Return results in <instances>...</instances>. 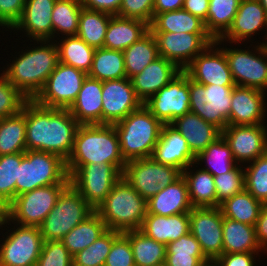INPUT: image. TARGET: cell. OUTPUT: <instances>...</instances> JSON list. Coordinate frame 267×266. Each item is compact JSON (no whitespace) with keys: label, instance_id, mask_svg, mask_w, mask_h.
Returning <instances> with one entry per match:
<instances>
[{"label":"cell","instance_id":"3","mask_svg":"<svg viewBox=\"0 0 267 266\" xmlns=\"http://www.w3.org/2000/svg\"><path fill=\"white\" fill-rule=\"evenodd\" d=\"M104 163L113 165L121 174L125 168L119 138L114 125L90 124L77 128L72 152L66 166Z\"/></svg>","mask_w":267,"mask_h":266},{"label":"cell","instance_id":"1","mask_svg":"<svg viewBox=\"0 0 267 266\" xmlns=\"http://www.w3.org/2000/svg\"><path fill=\"white\" fill-rule=\"evenodd\" d=\"M26 149L70 156L79 123L68 109L49 108L34 100L25 103Z\"/></svg>","mask_w":267,"mask_h":266},{"label":"cell","instance_id":"63","mask_svg":"<svg viewBox=\"0 0 267 266\" xmlns=\"http://www.w3.org/2000/svg\"><path fill=\"white\" fill-rule=\"evenodd\" d=\"M267 13V0H259Z\"/></svg>","mask_w":267,"mask_h":266},{"label":"cell","instance_id":"11","mask_svg":"<svg viewBox=\"0 0 267 266\" xmlns=\"http://www.w3.org/2000/svg\"><path fill=\"white\" fill-rule=\"evenodd\" d=\"M233 88L201 85L189 78L190 112L223 131L228 126Z\"/></svg>","mask_w":267,"mask_h":266},{"label":"cell","instance_id":"23","mask_svg":"<svg viewBox=\"0 0 267 266\" xmlns=\"http://www.w3.org/2000/svg\"><path fill=\"white\" fill-rule=\"evenodd\" d=\"M55 2L56 0H26L22 16L11 30L22 31L30 42L53 40L51 14Z\"/></svg>","mask_w":267,"mask_h":266},{"label":"cell","instance_id":"27","mask_svg":"<svg viewBox=\"0 0 267 266\" xmlns=\"http://www.w3.org/2000/svg\"><path fill=\"white\" fill-rule=\"evenodd\" d=\"M193 208L183 176L147 200V214L171 216L189 213Z\"/></svg>","mask_w":267,"mask_h":266},{"label":"cell","instance_id":"2","mask_svg":"<svg viewBox=\"0 0 267 266\" xmlns=\"http://www.w3.org/2000/svg\"><path fill=\"white\" fill-rule=\"evenodd\" d=\"M34 44L31 48L27 46L25 50L21 49V53H17L18 57L15 55L2 71L6 79L28 100L38 95L59 62L54 40H39L34 41Z\"/></svg>","mask_w":267,"mask_h":266},{"label":"cell","instance_id":"15","mask_svg":"<svg viewBox=\"0 0 267 266\" xmlns=\"http://www.w3.org/2000/svg\"><path fill=\"white\" fill-rule=\"evenodd\" d=\"M143 105L163 124L189 113V75L182 70Z\"/></svg>","mask_w":267,"mask_h":266},{"label":"cell","instance_id":"31","mask_svg":"<svg viewBox=\"0 0 267 266\" xmlns=\"http://www.w3.org/2000/svg\"><path fill=\"white\" fill-rule=\"evenodd\" d=\"M223 253H263L255 226L223 217Z\"/></svg>","mask_w":267,"mask_h":266},{"label":"cell","instance_id":"51","mask_svg":"<svg viewBox=\"0 0 267 266\" xmlns=\"http://www.w3.org/2000/svg\"><path fill=\"white\" fill-rule=\"evenodd\" d=\"M104 266H135L130 240L123 233L113 241Z\"/></svg>","mask_w":267,"mask_h":266},{"label":"cell","instance_id":"48","mask_svg":"<svg viewBox=\"0 0 267 266\" xmlns=\"http://www.w3.org/2000/svg\"><path fill=\"white\" fill-rule=\"evenodd\" d=\"M244 165H236L230 172L214 177L217 207L225 200L245 189Z\"/></svg>","mask_w":267,"mask_h":266},{"label":"cell","instance_id":"18","mask_svg":"<svg viewBox=\"0 0 267 266\" xmlns=\"http://www.w3.org/2000/svg\"><path fill=\"white\" fill-rule=\"evenodd\" d=\"M220 45L213 42L184 69L191 80L201 85L236 86Z\"/></svg>","mask_w":267,"mask_h":266},{"label":"cell","instance_id":"26","mask_svg":"<svg viewBox=\"0 0 267 266\" xmlns=\"http://www.w3.org/2000/svg\"><path fill=\"white\" fill-rule=\"evenodd\" d=\"M170 125L185 138L195 157L221 136L219 128L192 112L175 118Z\"/></svg>","mask_w":267,"mask_h":266},{"label":"cell","instance_id":"9","mask_svg":"<svg viewBox=\"0 0 267 266\" xmlns=\"http://www.w3.org/2000/svg\"><path fill=\"white\" fill-rule=\"evenodd\" d=\"M70 184L94 209L98 208L122 174L111 164L66 166Z\"/></svg>","mask_w":267,"mask_h":266},{"label":"cell","instance_id":"40","mask_svg":"<svg viewBox=\"0 0 267 266\" xmlns=\"http://www.w3.org/2000/svg\"><path fill=\"white\" fill-rule=\"evenodd\" d=\"M202 162L206 164L204 165L206 167L202 169L210 172L213 176L228 173L238 165L222 135L195 157L194 166L198 167L196 164L201 166Z\"/></svg>","mask_w":267,"mask_h":266},{"label":"cell","instance_id":"38","mask_svg":"<svg viewBox=\"0 0 267 266\" xmlns=\"http://www.w3.org/2000/svg\"><path fill=\"white\" fill-rule=\"evenodd\" d=\"M26 150L24 105L20 113L0 118V155L25 152Z\"/></svg>","mask_w":267,"mask_h":266},{"label":"cell","instance_id":"33","mask_svg":"<svg viewBox=\"0 0 267 266\" xmlns=\"http://www.w3.org/2000/svg\"><path fill=\"white\" fill-rule=\"evenodd\" d=\"M149 29L151 32L208 33L204 22L183 8L156 14Z\"/></svg>","mask_w":267,"mask_h":266},{"label":"cell","instance_id":"42","mask_svg":"<svg viewBox=\"0 0 267 266\" xmlns=\"http://www.w3.org/2000/svg\"><path fill=\"white\" fill-rule=\"evenodd\" d=\"M111 14L82 8L77 36L94 48H102Z\"/></svg>","mask_w":267,"mask_h":266},{"label":"cell","instance_id":"59","mask_svg":"<svg viewBox=\"0 0 267 266\" xmlns=\"http://www.w3.org/2000/svg\"><path fill=\"white\" fill-rule=\"evenodd\" d=\"M183 9L205 23L209 10V0H184Z\"/></svg>","mask_w":267,"mask_h":266},{"label":"cell","instance_id":"56","mask_svg":"<svg viewBox=\"0 0 267 266\" xmlns=\"http://www.w3.org/2000/svg\"><path fill=\"white\" fill-rule=\"evenodd\" d=\"M208 261L205 256H191L183 253H166V266H201Z\"/></svg>","mask_w":267,"mask_h":266},{"label":"cell","instance_id":"46","mask_svg":"<svg viewBox=\"0 0 267 266\" xmlns=\"http://www.w3.org/2000/svg\"><path fill=\"white\" fill-rule=\"evenodd\" d=\"M24 152L0 155V202L6 208L16 197L18 167Z\"/></svg>","mask_w":267,"mask_h":266},{"label":"cell","instance_id":"52","mask_svg":"<svg viewBox=\"0 0 267 266\" xmlns=\"http://www.w3.org/2000/svg\"><path fill=\"white\" fill-rule=\"evenodd\" d=\"M153 8L154 0H122L117 15L142 20L150 25L154 18Z\"/></svg>","mask_w":267,"mask_h":266},{"label":"cell","instance_id":"34","mask_svg":"<svg viewBox=\"0 0 267 266\" xmlns=\"http://www.w3.org/2000/svg\"><path fill=\"white\" fill-rule=\"evenodd\" d=\"M59 37L62 39L57 37L55 40L57 42L59 62L73 66L88 74L96 48L88 45L78 36L62 37L59 35Z\"/></svg>","mask_w":267,"mask_h":266},{"label":"cell","instance_id":"14","mask_svg":"<svg viewBox=\"0 0 267 266\" xmlns=\"http://www.w3.org/2000/svg\"><path fill=\"white\" fill-rule=\"evenodd\" d=\"M15 225L0 240V266H36L44 243L40 228Z\"/></svg>","mask_w":267,"mask_h":266},{"label":"cell","instance_id":"50","mask_svg":"<svg viewBox=\"0 0 267 266\" xmlns=\"http://www.w3.org/2000/svg\"><path fill=\"white\" fill-rule=\"evenodd\" d=\"M36 266H73V257L61 241H44Z\"/></svg>","mask_w":267,"mask_h":266},{"label":"cell","instance_id":"39","mask_svg":"<svg viewBox=\"0 0 267 266\" xmlns=\"http://www.w3.org/2000/svg\"><path fill=\"white\" fill-rule=\"evenodd\" d=\"M263 203L255 199L246 189L220 204L223 217L255 226Z\"/></svg>","mask_w":267,"mask_h":266},{"label":"cell","instance_id":"43","mask_svg":"<svg viewBox=\"0 0 267 266\" xmlns=\"http://www.w3.org/2000/svg\"><path fill=\"white\" fill-rule=\"evenodd\" d=\"M82 8L81 0H56L51 14L54 41L59 34L77 36Z\"/></svg>","mask_w":267,"mask_h":266},{"label":"cell","instance_id":"6","mask_svg":"<svg viewBox=\"0 0 267 266\" xmlns=\"http://www.w3.org/2000/svg\"><path fill=\"white\" fill-rule=\"evenodd\" d=\"M70 183L66 161L58 155L26 150L18 167L16 196L38 187Z\"/></svg>","mask_w":267,"mask_h":266},{"label":"cell","instance_id":"22","mask_svg":"<svg viewBox=\"0 0 267 266\" xmlns=\"http://www.w3.org/2000/svg\"><path fill=\"white\" fill-rule=\"evenodd\" d=\"M266 92L255 88L234 86L228 125L265 124Z\"/></svg>","mask_w":267,"mask_h":266},{"label":"cell","instance_id":"8","mask_svg":"<svg viewBox=\"0 0 267 266\" xmlns=\"http://www.w3.org/2000/svg\"><path fill=\"white\" fill-rule=\"evenodd\" d=\"M94 212L81 194L69 184L39 226L44 241H61L67 233Z\"/></svg>","mask_w":267,"mask_h":266},{"label":"cell","instance_id":"44","mask_svg":"<svg viewBox=\"0 0 267 266\" xmlns=\"http://www.w3.org/2000/svg\"><path fill=\"white\" fill-rule=\"evenodd\" d=\"M241 0H209L206 31L216 40L231 26Z\"/></svg>","mask_w":267,"mask_h":266},{"label":"cell","instance_id":"19","mask_svg":"<svg viewBox=\"0 0 267 266\" xmlns=\"http://www.w3.org/2000/svg\"><path fill=\"white\" fill-rule=\"evenodd\" d=\"M142 105L131 79L102 81V124H116Z\"/></svg>","mask_w":267,"mask_h":266},{"label":"cell","instance_id":"20","mask_svg":"<svg viewBox=\"0 0 267 266\" xmlns=\"http://www.w3.org/2000/svg\"><path fill=\"white\" fill-rule=\"evenodd\" d=\"M221 135L237 164L250 163L267 152V124L228 125Z\"/></svg>","mask_w":267,"mask_h":266},{"label":"cell","instance_id":"36","mask_svg":"<svg viewBox=\"0 0 267 266\" xmlns=\"http://www.w3.org/2000/svg\"><path fill=\"white\" fill-rule=\"evenodd\" d=\"M130 240L135 266H159L165 264L166 245L147 237L140 230L123 232Z\"/></svg>","mask_w":267,"mask_h":266},{"label":"cell","instance_id":"28","mask_svg":"<svg viewBox=\"0 0 267 266\" xmlns=\"http://www.w3.org/2000/svg\"><path fill=\"white\" fill-rule=\"evenodd\" d=\"M68 110L80 125L102 124V81L87 76Z\"/></svg>","mask_w":267,"mask_h":266},{"label":"cell","instance_id":"7","mask_svg":"<svg viewBox=\"0 0 267 266\" xmlns=\"http://www.w3.org/2000/svg\"><path fill=\"white\" fill-rule=\"evenodd\" d=\"M70 183L38 187L20 194L6 207V217L1 224H18L39 227L57 203L59 195ZM12 223V224H11Z\"/></svg>","mask_w":267,"mask_h":266},{"label":"cell","instance_id":"54","mask_svg":"<svg viewBox=\"0 0 267 266\" xmlns=\"http://www.w3.org/2000/svg\"><path fill=\"white\" fill-rule=\"evenodd\" d=\"M166 253H183L191 256H205L197 239L189 232L166 245Z\"/></svg>","mask_w":267,"mask_h":266},{"label":"cell","instance_id":"32","mask_svg":"<svg viewBox=\"0 0 267 266\" xmlns=\"http://www.w3.org/2000/svg\"><path fill=\"white\" fill-rule=\"evenodd\" d=\"M193 165L194 163L182 171L193 208L217 207V194L213 175L203 170L202 167L195 169V172Z\"/></svg>","mask_w":267,"mask_h":266},{"label":"cell","instance_id":"57","mask_svg":"<svg viewBox=\"0 0 267 266\" xmlns=\"http://www.w3.org/2000/svg\"><path fill=\"white\" fill-rule=\"evenodd\" d=\"M122 0H81L83 8L102 11L111 15H117L121 6Z\"/></svg>","mask_w":267,"mask_h":266},{"label":"cell","instance_id":"30","mask_svg":"<svg viewBox=\"0 0 267 266\" xmlns=\"http://www.w3.org/2000/svg\"><path fill=\"white\" fill-rule=\"evenodd\" d=\"M149 30V24L142 20L112 15L107 26L103 47L123 52Z\"/></svg>","mask_w":267,"mask_h":266},{"label":"cell","instance_id":"35","mask_svg":"<svg viewBox=\"0 0 267 266\" xmlns=\"http://www.w3.org/2000/svg\"><path fill=\"white\" fill-rule=\"evenodd\" d=\"M123 56L127 78L131 79L160 57L153 33L149 30L137 42L126 48Z\"/></svg>","mask_w":267,"mask_h":266},{"label":"cell","instance_id":"53","mask_svg":"<svg viewBox=\"0 0 267 266\" xmlns=\"http://www.w3.org/2000/svg\"><path fill=\"white\" fill-rule=\"evenodd\" d=\"M25 2L26 0H0V27L12 29L23 14Z\"/></svg>","mask_w":267,"mask_h":266},{"label":"cell","instance_id":"41","mask_svg":"<svg viewBox=\"0 0 267 266\" xmlns=\"http://www.w3.org/2000/svg\"><path fill=\"white\" fill-rule=\"evenodd\" d=\"M88 76L100 81L126 78L123 52L96 48Z\"/></svg>","mask_w":267,"mask_h":266},{"label":"cell","instance_id":"21","mask_svg":"<svg viewBox=\"0 0 267 266\" xmlns=\"http://www.w3.org/2000/svg\"><path fill=\"white\" fill-rule=\"evenodd\" d=\"M264 28L266 30H264ZM266 31L262 44H267V13L259 0H241L229 29L214 42L239 43L250 41L255 34ZM249 38H251L249 40ZM229 41V42H228Z\"/></svg>","mask_w":267,"mask_h":266},{"label":"cell","instance_id":"37","mask_svg":"<svg viewBox=\"0 0 267 266\" xmlns=\"http://www.w3.org/2000/svg\"><path fill=\"white\" fill-rule=\"evenodd\" d=\"M107 230L104 221L94 212L67 233L61 242L68 249L69 253L74 256L77 252L95 242Z\"/></svg>","mask_w":267,"mask_h":266},{"label":"cell","instance_id":"10","mask_svg":"<svg viewBox=\"0 0 267 266\" xmlns=\"http://www.w3.org/2000/svg\"><path fill=\"white\" fill-rule=\"evenodd\" d=\"M252 47V50L241 49V46L221 49L225 52L236 86L267 92V44L260 42Z\"/></svg>","mask_w":267,"mask_h":266},{"label":"cell","instance_id":"16","mask_svg":"<svg viewBox=\"0 0 267 266\" xmlns=\"http://www.w3.org/2000/svg\"><path fill=\"white\" fill-rule=\"evenodd\" d=\"M160 57L184 70L192 60L215 40L209 33L152 32Z\"/></svg>","mask_w":267,"mask_h":266},{"label":"cell","instance_id":"58","mask_svg":"<svg viewBox=\"0 0 267 266\" xmlns=\"http://www.w3.org/2000/svg\"><path fill=\"white\" fill-rule=\"evenodd\" d=\"M255 232L257 242L265 253L267 251V203H263L262 205L258 220L255 224Z\"/></svg>","mask_w":267,"mask_h":266},{"label":"cell","instance_id":"12","mask_svg":"<svg viewBox=\"0 0 267 266\" xmlns=\"http://www.w3.org/2000/svg\"><path fill=\"white\" fill-rule=\"evenodd\" d=\"M122 176L144 199L149 200L161 188L179 179L182 171L146 157L127 161Z\"/></svg>","mask_w":267,"mask_h":266},{"label":"cell","instance_id":"5","mask_svg":"<svg viewBox=\"0 0 267 266\" xmlns=\"http://www.w3.org/2000/svg\"><path fill=\"white\" fill-rule=\"evenodd\" d=\"M113 125L123 159L127 162L152 157L164 124L142 105Z\"/></svg>","mask_w":267,"mask_h":266},{"label":"cell","instance_id":"62","mask_svg":"<svg viewBox=\"0 0 267 266\" xmlns=\"http://www.w3.org/2000/svg\"><path fill=\"white\" fill-rule=\"evenodd\" d=\"M201 266H220L216 260H208L204 262Z\"/></svg>","mask_w":267,"mask_h":266},{"label":"cell","instance_id":"25","mask_svg":"<svg viewBox=\"0 0 267 266\" xmlns=\"http://www.w3.org/2000/svg\"><path fill=\"white\" fill-rule=\"evenodd\" d=\"M182 70L164 57H158L139 74L131 78L133 88L142 103L165 87Z\"/></svg>","mask_w":267,"mask_h":266},{"label":"cell","instance_id":"47","mask_svg":"<svg viewBox=\"0 0 267 266\" xmlns=\"http://www.w3.org/2000/svg\"><path fill=\"white\" fill-rule=\"evenodd\" d=\"M244 166L245 189L255 199L267 203V152Z\"/></svg>","mask_w":267,"mask_h":266},{"label":"cell","instance_id":"13","mask_svg":"<svg viewBox=\"0 0 267 266\" xmlns=\"http://www.w3.org/2000/svg\"><path fill=\"white\" fill-rule=\"evenodd\" d=\"M87 76L88 74L73 66L58 62L42 90L33 100L44 107L69 109Z\"/></svg>","mask_w":267,"mask_h":266},{"label":"cell","instance_id":"4","mask_svg":"<svg viewBox=\"0 0 267 266\" xmlns=\"http://www.w3.org/2000/svg\"><path fill=\"white\" fill-rule=\"evenodd\" d=\"M95 212L107 229L121 233L140 230L147 215V200L121 176Z\"/></svg>","mask_w":267,"mask_h":266},{"label":"cell","instance_id":"60","mask_svg":"<svg viewBox=\"0 0 267 266\" xmlns=\"http://www.w3.org/2000/svg\"><path fill=\"white\" fill-rule=\"evenodd\" d=\"M184 0H154L153 14L182 9Z\"/></svg>","mask_w":267,"mask_h":266},{"label":"cell","instance_id":"29","mask_svg":"<svg viewBox=\"0 0 267 266\" xmlns=\"http://www.w3.org/2000/svg\"><path fill=\"white\" fill-rule=\"evenodd\" d=\"M147 237L164 245L190 232L189 213L171 216L147 214L140 228Z\"/></svg>","mask_w":267,"mask_h":266},{"label":"cell","instance_id":"24","mask_svg":"<svg viewBox=\"0 0 267 266\" xmlns=\"http://www.w3.org/2000/svg\"><path fill=\"white\" fill-rule=\"evenodd\" d=\"M152 158L158 163L176 167L181 171L195 162V156L185 138L170 124L163 125Z\"/></svg>","mask_w":267,"mask_h":266},{"label":"cell","instance_id":"49","mask_svg":"<svg viewBox=\"0 0 267 266\" xmlns=\"http://www.w3.org/2000/svg\"><path fill=\"white\" fill-rule=\"evenodd\" d=\"M28 99L0 74V118L10 117L22 111Z\"/></svg>","mask_w":267,"mask_h":266},{"label":"cell","instance_id":"61","mask_svg":"<svg viewBox=\"0 0 267 266\" xmlns=\"http://www.w3.org/2000/svg\"><path fill=\"white\" fill-rule=\"evenodd\" d=\"M5 217H6V208L0 202V229H2L1 224L3 223Z\"/></svg>","mask_w":267,"mask_h":266},{"label":"cell","instance_id":"55","mask_svg":"<svg viewBox=\"0 0 267 266\" xmlns=\"http://www.w3.org/2000/svg\"><path fill=\"white\" fill-rule=\"evenodd\" d=\"M258 253H223L216 261L220 266H256ZM255 257V258H254Z\"/></svg>","mask_w":267,"mask_h":266},{"label":"cell","instance_id":"17","mask_svg":"<svg viewBox=\"0 0 267 266\" xmlns=\"http://www.w3.org/2000/svg\"><path fill=\"white\" fill-rule=\"evenodd\" d=\"M190 233L208 260L223 254V215L219 207H195L189 212Z\"/></svg>","mask_w":267,"mask_h":266},{"label":"cell","instance_id":"45","mask_svg":"<svg viewBox=\"0 0 267 266\" xmlns=\"http://www.w3.org/2000/svg\"><path fill=\"white\" fill-rule=\"evenodd\" d=\"M121 234L108 229L87 248L77 252L73 257V266H104L113 241Z\"/></svg>","mask_w":267,"mask_h":266}]
</instances>
